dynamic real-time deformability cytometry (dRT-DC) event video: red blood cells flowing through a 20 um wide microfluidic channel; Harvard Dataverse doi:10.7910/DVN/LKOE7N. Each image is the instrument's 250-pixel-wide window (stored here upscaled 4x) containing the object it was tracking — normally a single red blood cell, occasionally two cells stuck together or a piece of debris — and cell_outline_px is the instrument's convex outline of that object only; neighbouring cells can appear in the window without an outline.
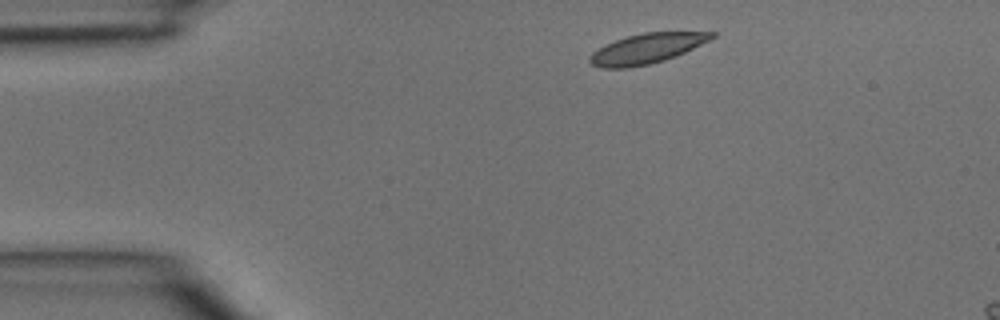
{"species": "common noctule bat (a hibernating species)", "species_latin": "Nyctalus noctula", "temperature_condition": "room temperature", "stored_images_in_passage": 3, "segment_of_instrument_passage": [1, 2], "camera_frame_rate_fps": 3000, "um_per_image_px": 0.085, "animal": {"sex": "male", "body_mass_g": 15.6}, "frame": {"image": 1, "passage_image": 1, "time_ms": 0.0, "image_size_px": [1000, 320], "cell_outline_px": [[716, 36], [676, 56], [664, 60], [648, 64], [628, 68], [604, 68], [592, 64], [588, 60], [588, 56], [592, 52], [616, 40], [628, 36], [644, 32], [716, 32]], "centroid_in_image_um": [54.96, 4.13], "position_along_channel_um": 30.0, "area_um2": 20.92}}